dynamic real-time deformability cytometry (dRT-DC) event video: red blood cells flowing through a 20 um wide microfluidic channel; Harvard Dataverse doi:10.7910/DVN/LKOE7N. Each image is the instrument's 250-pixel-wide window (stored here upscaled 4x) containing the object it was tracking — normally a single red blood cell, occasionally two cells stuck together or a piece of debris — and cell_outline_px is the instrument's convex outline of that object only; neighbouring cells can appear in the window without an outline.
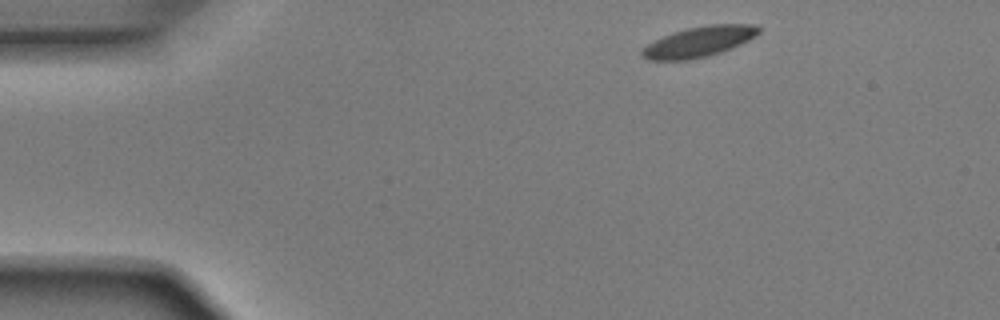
{"species": "Egyptian fruit bat (a non-hibernating species)", "species_latin": "Rousettus aegyptiacus", "temperature_condition": "room temperature", "stored_images_in_passage": 45, "camera_frame_rate_fps": 3000, "um_per_image_px": 0.085, "animal": {"sex": "male"}, "frame": {"image": 1, "passage_image": 1, "time_ms": 0.0, "image_size_px": [1000, 320], "cell_outline_px": [[760, 32], [756, 36], [732, 48], [708, 56], [688, 60], [648, 60], [640, 56], [640, 52], [648, 44], [672, 32], [688, 28], [708, 24], [756, 24], [760, 28]], "centroid_in_image_um": [59.43, 3.54], "position_along_channel_um": 25.6, "area_um2": 20.69}}
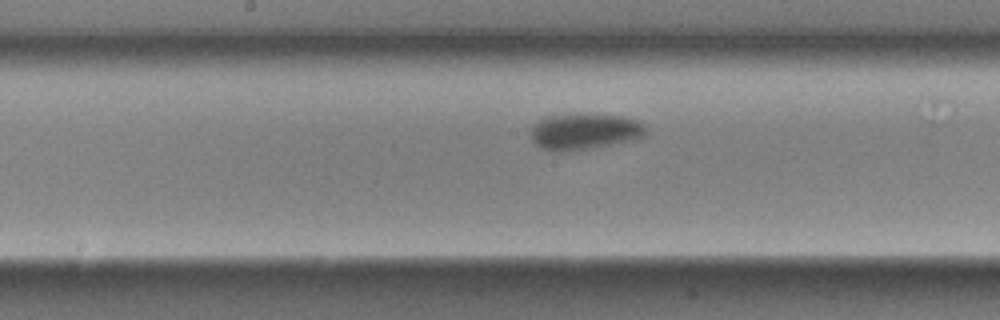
{"frame": {"image": 2, "passage_image": 20, "time_ms": 6.333, "image_size_px": [1000, 320], "cell_outline_px": [[648, 128], [644, 136], [628, 140], [592, 148], [560, 152], [556, 152], [540, 148], [532, 140], [532, 128], [540, 120], [548, 116], [572, 112], [592, 112], [624, 116], [640, 120]], "centroid_in_image_um": [49.71, 11.13], "position_along_channel_um": 198.5, "area_um2": 24.85}}
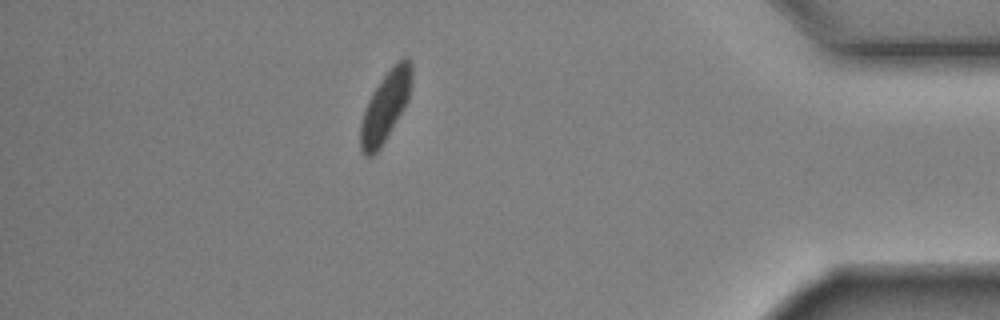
{"frame": {"image": 3, "passage_image": 39, "time_ms": 12.667, "image_size_px": [1000, 320], "cell_outline_px": [[412, 84], [408, 100], [404, 108], [380, 148], [372, 156], [364, 156], [360, 148], [360, 124], [364, 112], [372, 92], [380, 80], [392, 64], [396, 60], [404, 56], [408, 56], [412, 60]], "centroid_in_image_um": [32.79, 8.97], "position_along_channel_um": 402.4, "area_um2": 21.1}}